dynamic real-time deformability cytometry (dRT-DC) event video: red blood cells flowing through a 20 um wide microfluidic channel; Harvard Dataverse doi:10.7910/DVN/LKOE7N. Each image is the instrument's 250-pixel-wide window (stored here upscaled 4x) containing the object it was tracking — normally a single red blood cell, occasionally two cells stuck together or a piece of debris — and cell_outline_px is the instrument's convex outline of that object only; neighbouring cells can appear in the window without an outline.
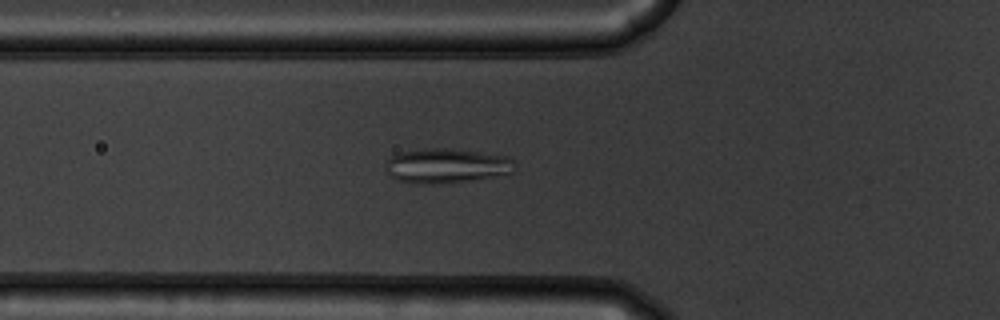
{"species": "common noctule bat (a hibernating species)", "species_latin": "Nyctalus noctula", "temperature_condition": "warm", "stored_images_in_passage": 55, "camera_frame_rate_fps": 3000, "um_per_image_px": 0.085, "animal": {"sex": "male", "body_mass_g": 19.5, "forearm_length_mm": 54.6}, "frame": {"image": 1, "passage_image": 20, "time_ms": 6.333, "image_size_px": [1000, 320], "cell_outline_px": [[516, 164], [512, 172], [508, 176], [448, 184], [412, 184], [396, 180], [384, 168], [384, 160], [388, 156], [400, 152], [428, 148], [448, 148], [508, 156], [516, 160]], "centroid_in_image_um": [37.98, 14.12], "position_along_channel_um": 87.8, "area_um2": 27.22}}
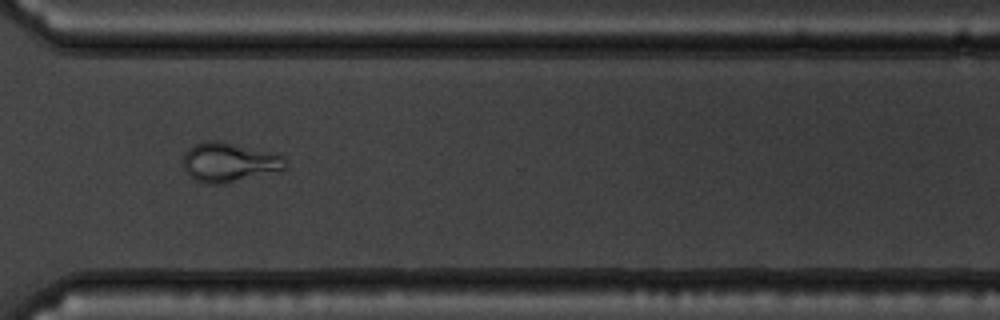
{"frame": {"image": 2, "passage_image": 41, "time_ms": 13.333, "image_size_px": [1000, 320], "cell_outline_px": [[288, 164], [284, 168], [224, 184], [204, 184], [196, 180], [184, 168], [184, 152], [188, 148], [196, 144], [208, 140], [220, 140], [276, 152], [284, 156], [288, 160]], "centroid_in_image_um": [19.5, 13.76], "position_along_channel_um": 351.1, "area_um2": 23.52}}
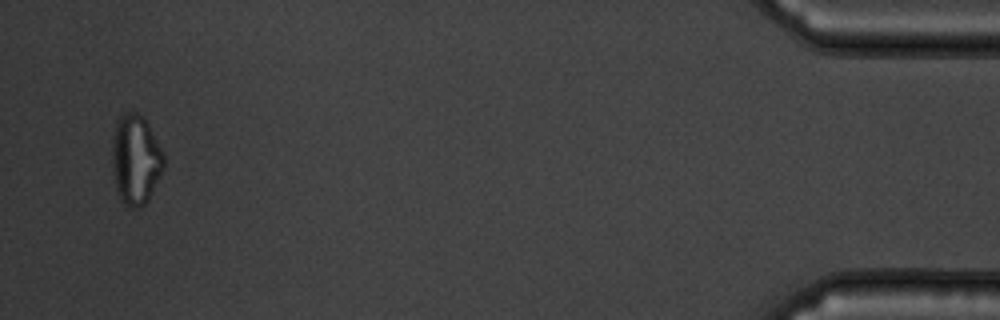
{"frame": {"image": 3, "passage_image": 53, "time_ms": 17.333, "image_size_px": [1000, 320], "cell_outline_px": [[164, 168], [148, 200], [140, 208], [132, 208], [124, 204], [120, 200], [116, 192], [112, 172], [112, 136], [116, 120], [128, 108], [144, 116], [164, 152]], "centroid_in_image_um": [11.51, 13.53], "position_along_channel_um": 423.7, "area_um2": 27.86}}